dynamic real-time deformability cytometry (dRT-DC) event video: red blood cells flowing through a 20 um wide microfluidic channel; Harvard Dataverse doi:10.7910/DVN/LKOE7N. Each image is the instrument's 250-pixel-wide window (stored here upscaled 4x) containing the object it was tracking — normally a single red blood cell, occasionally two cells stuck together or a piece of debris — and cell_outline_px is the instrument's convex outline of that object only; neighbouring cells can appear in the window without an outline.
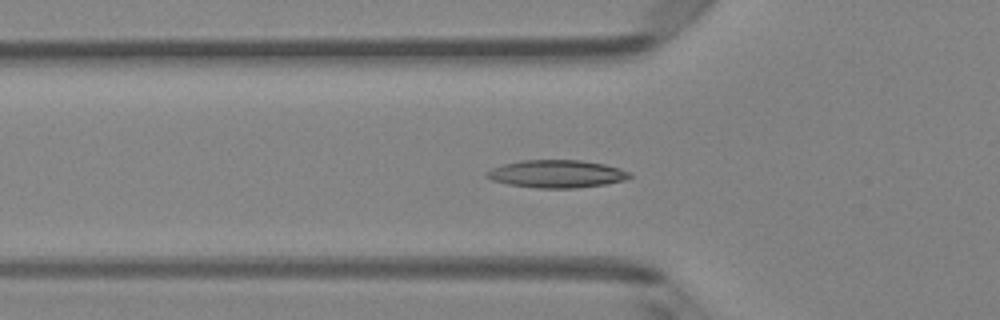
{"species": "Egyptian fruit bat (a non-hibernating species)", "species_latin": "Rousettus aegyptiacus", "temperature_condition": "room temperature", "stored_images_in_passage": 50, "camera_frame_rate_fps": 3000, "um_per_image_px": 0.085, "animal": {"sex": "female"}, "frame": {"image": 1, "passage_image": 17, "time_ms": 5.333, "image_size_px": [1000, 320], "cell_outline_px": [[632, 176], [624, 180], [604, 184], [576, 188], [536, 188], [508, 184], [492, 180], [484, 176], [484, 172], [492, 168], [504, 164], [520, 160], [580, 160], [604, 164], [620, 168], [632, 172]], "centroid_in_image_um": [47.3, 14.77], "position_along_channel_um": 78.5, "area_um2": 23.18}}
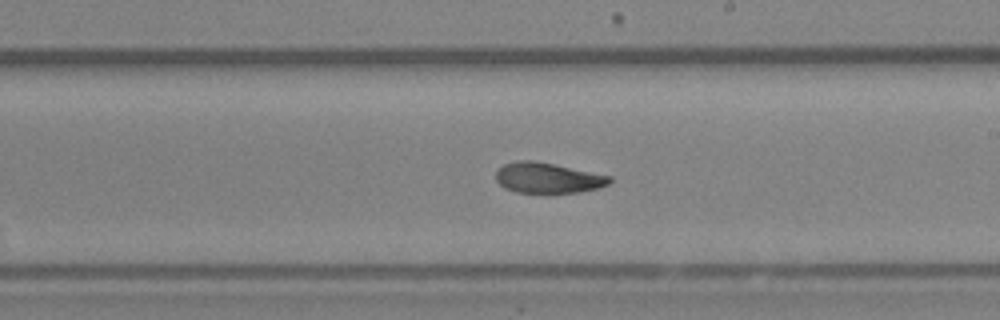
{"frame": {"image": 2, "passage_image": 29, "time_ms": 9.333, "image_size_px": [1000, 320], "cell_outline_px": [[612, 180], [608, 184], [600, 188], [580, 192], [552, 196], [516, 192], [504, 188], [496, 180], [496, 168], [504, 164], [516, 160], [532, 160], [612, 176]], "centroid_in_image_um": [46.55, 15.17], "position_along_channel_um": 242.5, "area_um2": 21.04}}
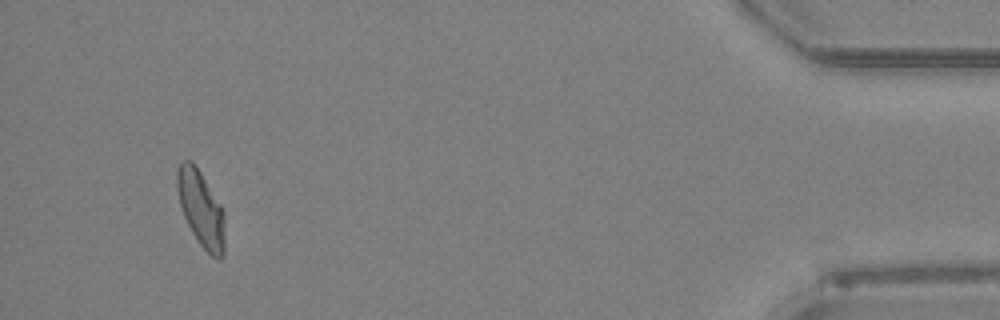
{"frame": {"image": 3, "passage_image": 47, "time_ms": 15.333, "image_size_px": [1000, 320], "cell_outline_px": [[224, 256], [220, 260], [212, 256], [200, 244], [192, 232], [184, 216], [180, 204], [176, 188], [176, 172], [180, 160], [192, 160], [200, 172], [220, 204], [224, 212]], "centroid_in_image_um": [17.07, 17.72], "position_along_channel_um": 418.1, "area_um2": 21.04}, "authors_computed_cell_mechanics": {"area_um2": 21.4149, "velocity_mm_per_s": 4.1028, "shape_relaxation_time_tau1_ms": 4.8891, "shape_relaxation_time_tau2_ms": 2.7781, "deformation_change_tau1": 0.1608, "deformation_change_tau2": 0.0867}}